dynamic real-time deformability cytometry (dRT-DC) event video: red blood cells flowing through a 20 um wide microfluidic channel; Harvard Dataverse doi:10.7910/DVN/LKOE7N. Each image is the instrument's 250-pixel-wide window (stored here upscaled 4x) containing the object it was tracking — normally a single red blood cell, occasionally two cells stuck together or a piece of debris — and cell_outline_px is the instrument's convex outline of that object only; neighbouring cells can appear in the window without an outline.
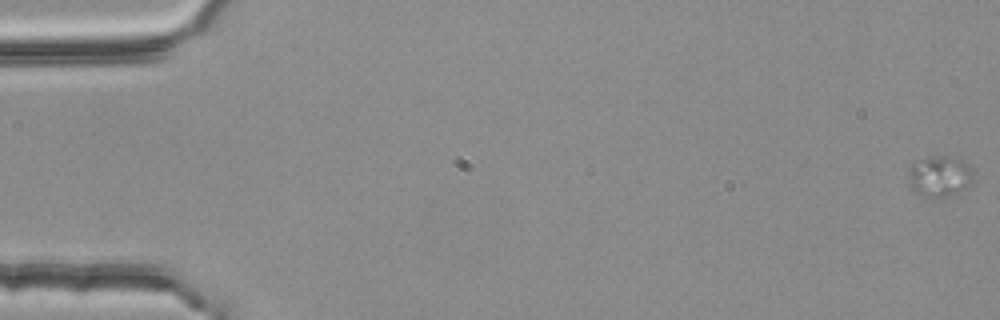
{"species": "common noctule bat (a hibernating species)", "species_latin": "Nyctalus noctula", "temperature_condition": "room temperature", "stored_images_in_passage": 5, "camera_frame_rate_fps": 3000, "um_per_image_px": 0.085, "animal": {"sex": "female", "body_mass_g": 25.1}, "frame": {"image": 1, "passage_image": 1, "time_ms": 0.0, "image_size_px": [1000, 320], "cell_outline_px": [[972, 180], [956, 192], [948, 196], [928, 200], [920, 196], [912, 188], [908, 180], [908, 172], [912, 164], [920, 160], [936, 156], [948, 156], [964, 160], [972, 168]], "centroid_in_image_um": [79.83, 15.0], "position_along_channel_um": 5.2, "area_um2": 15.43}}